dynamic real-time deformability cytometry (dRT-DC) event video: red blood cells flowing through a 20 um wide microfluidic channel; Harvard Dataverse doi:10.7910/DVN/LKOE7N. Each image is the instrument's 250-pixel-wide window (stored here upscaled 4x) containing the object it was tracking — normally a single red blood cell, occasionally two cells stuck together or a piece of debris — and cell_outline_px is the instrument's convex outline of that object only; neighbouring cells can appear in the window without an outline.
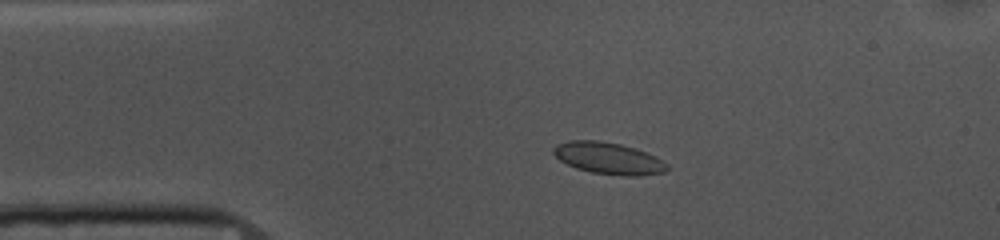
{"species": "common noctule bat (a hibernating species)", "species_latin": "Nyctalus noctula", "temperature_condition": "cold", "stored_images_in_passage": 52, "camera_frame_rate_fps": 3000, "um_per_image_px": 0.085, "animal": {"sex": "female", "body_mass_g": 10.0, "forearm_length_mm": 53.1}, "frame": {"image": 1, "passage_image": 9, "time_ms": 2.667, "image_size_px": [1000, 240], "cell_outline_px": [[668, 168], [664, 172], [636, 176], [620, 176], [592, 172], [576, 168], [560, 160], [552, 152], [552, 148], [556, 144], [572, 140], [600, 140], [620, 144], [636, 148], [656, 156], [668, 164]], "centroid_in_image_um": [51.72, 13.45], "position_along_channel_um": 33.3, "area_um2": 21.1}}
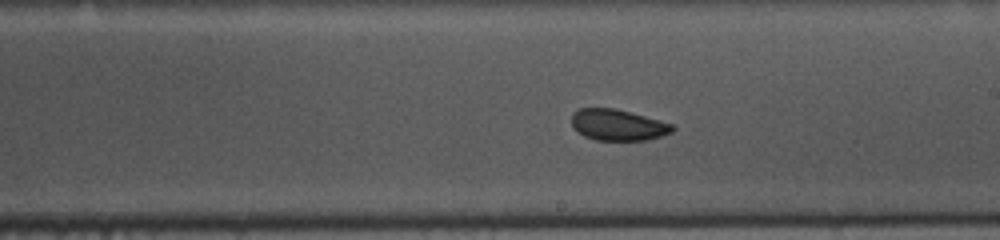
{"frame": {"image": 2, "passage_image": 28, "time_ms": 9.0, "image_size_px": [1000, 240], "cell_outline_px": [[676, 128], [672, 132], [648, 140], [596, 140], [584, 136], [572, 128], [572, 112], [580, 108], [616, 108], [676, 124]], "centroid_in_image_um": [52.54, 10.61], "position_along_channel_um": 236.5, "area_um2": 18.61}}
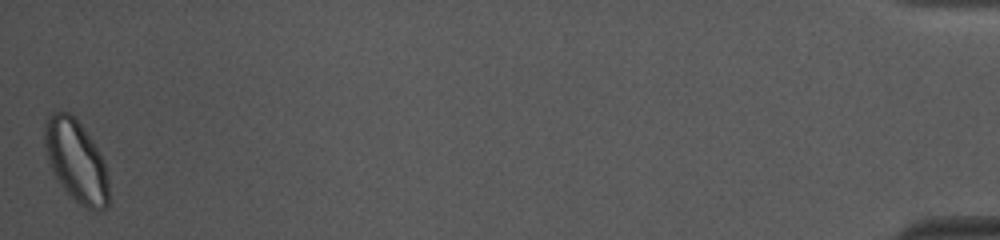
{"frame": {"image": 3, "passage_image": 52, "time_ms": 17.0, "image_size_px": [1000, 240], "cell_outline_px": [[108, 208], [100, 212], [88, 208], [80, 204], [60, 184], [48, 160], [44, 148], [44, 124], [48, 116], [52, 112], [68, 112], [80, 124], [104, 160], [108, 180]], "centroid_in_image_um": [6.47, 13.69], "position_along_channel_um": 428.7, "area_um2": 30.17}, "authors_computed_cell_mechanics": {"area_um2": 19.9121, "velocity_mm_per_s": 3.6612, "shape_relaxation_time_tau1_ms": 2.9361, "shape_relaxation_time_tau2_ms": 1.3974, "deformation_change_tau1": 0.0601, "deformation_change_tau2": 0.0321}}